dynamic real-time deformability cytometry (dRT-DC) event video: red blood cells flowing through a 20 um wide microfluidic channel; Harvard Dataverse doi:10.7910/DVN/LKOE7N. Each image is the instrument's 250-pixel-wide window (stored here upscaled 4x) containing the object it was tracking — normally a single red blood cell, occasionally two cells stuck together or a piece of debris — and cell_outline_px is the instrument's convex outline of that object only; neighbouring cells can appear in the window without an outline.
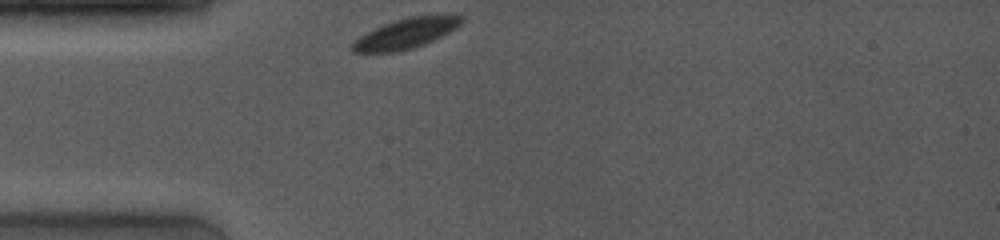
{"species": "common noctule bat (a hibernating species)", "species_latin": "Nyctalus noctula", "temperature_condition": "room temperature", "stored_images_in_passage": 11, "camera_frame_rate_fps": 4000, "um_per_image_px": 0.085, "animal": {"sex": "female", "body_mass_g": 19.0, "forearm_length_mm": 53.3}, "frame": {"image": 1, "passage_image": 1, "time_ms": 0.0, "image_size_px": [1000, 240], "cell_outline_px": [[464, 20], [456, 28], [424, 44], [412, 48], [396, 52], [352, 52], [352, 44], [360, 36], [384, 24], [408, 16], [464, 16]], "centroid_in_image_um": [34.48, 2.85], "position_along_channel_um": 50.5, "area_um2": 18.55}}
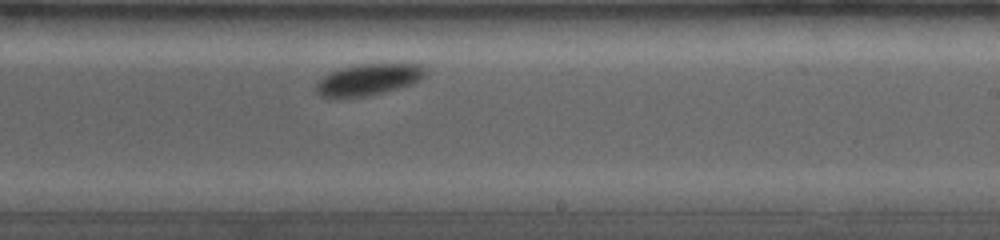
{"frame": {"image": 2, "passage_image": 11, "time_ms": 5.75, "image_size_px": [1000, 240], "cell_outline_px": [[428, 68], [424, 76], [420, 80], [412, 84], [364, 96], [320, 96], [316, 92], [316, 84], [324, 76], [332, 72], [344, 68], [360, 64], [420, 64]], "centroid_in_image_um": [31.38, 6.74], "position_along_channel_um": 257.6, "area_um2": 19.36}}